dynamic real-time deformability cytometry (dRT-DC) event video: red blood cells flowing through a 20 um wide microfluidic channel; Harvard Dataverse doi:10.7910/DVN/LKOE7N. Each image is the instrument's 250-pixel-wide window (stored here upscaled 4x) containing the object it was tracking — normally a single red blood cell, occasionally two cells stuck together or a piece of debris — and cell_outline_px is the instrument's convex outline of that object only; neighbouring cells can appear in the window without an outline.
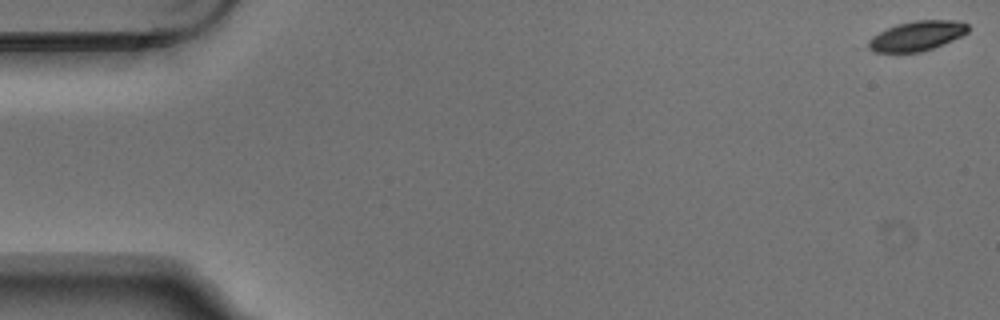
{"species": "Egyptian fruit bat (a non-hibernating species)", "species_latin": "Rousettus aegyptiacus", "temperature_condition": "warm", "stored_images_in_passage": 6, "camera_frame_rate_fps": 3000, "um_per_image_px": 0.085, "animal": {"sex": "male"}, "frame": {"image": 1, "passage_image": 1, "time_ms": 0.0, "image_size_px": [1000, 320], "cell_outline_px": [[968, 32], [952, 40], [932, 48], [920, 52], [872, 52], [868, 48], [868, 40], [872, 36], [896, 24], [916, 20], [956, 20], [968, 24]], "centroid_in_image_um": [77.92, 3.05], "position_along_channel_um": 7.1, "area_um2": 17.17}}